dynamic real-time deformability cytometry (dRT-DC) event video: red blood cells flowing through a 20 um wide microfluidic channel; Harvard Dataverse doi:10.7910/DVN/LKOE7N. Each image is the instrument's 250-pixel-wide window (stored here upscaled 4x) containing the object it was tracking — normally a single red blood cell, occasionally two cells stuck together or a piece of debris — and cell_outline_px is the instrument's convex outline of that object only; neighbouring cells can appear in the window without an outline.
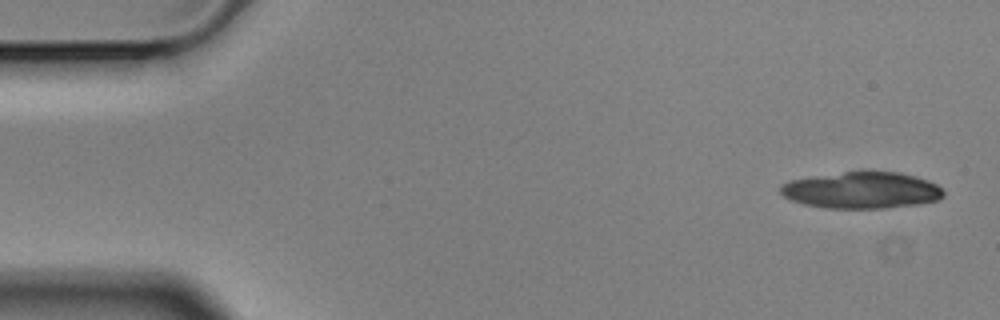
{"species": "Egyptian fruit bat (a non-hibernating species)", "species_latin": "Rousettus aegyptiacus", "temperature_condition": "cold", "stored_images_in_passage": 4, "camera_frame_rate_fps": 3000, "um_per_image_px": 0.085, "animal": {"sex": "male"}, "frame": {"image": 1, "passage_image": 1, "time_ms": 0.0, "image_size_px": [1000, 320], "cell_outline_px": [[944, 196], [936, 200], [920, 204], [884, 208], [824, 208], [804, 204], [792, 200], [784, 196], [780, 192], [780, 188], [784, 184], [792, 180], [844, 172], [900, 172], [916, 176], [928, 180], [944, 188]], "centroid_in_image_um": [73.31, 16.18], "position_along_channel_um": 11.7, "area_um2": 34.45}}